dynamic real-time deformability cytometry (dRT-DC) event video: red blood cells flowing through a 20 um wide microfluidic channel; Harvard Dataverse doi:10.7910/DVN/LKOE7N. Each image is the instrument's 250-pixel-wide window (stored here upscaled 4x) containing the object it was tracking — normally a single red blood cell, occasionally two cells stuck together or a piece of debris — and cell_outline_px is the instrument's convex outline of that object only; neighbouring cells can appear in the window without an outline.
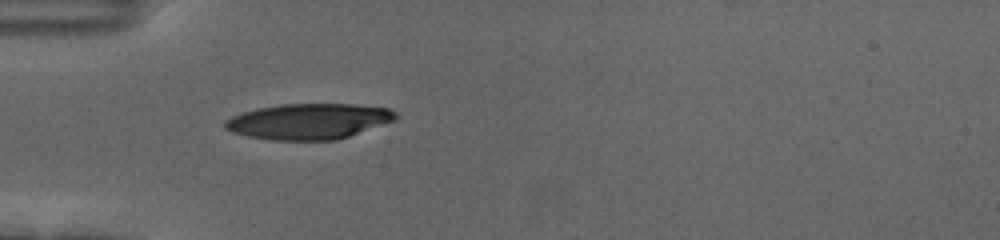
{"species": "human", "species_latin": "Homo sapiens", "temperature_condition": "cold", "stored_images_in_passage": 39, "camera_frame_rate_fps": 3000, "um_per_image_px": 0.085, "donor": {"sex": "female"}, "frame": {"image": 1, "passage_image": 1, "time_ms": 0.0, "image_size_px": [1000, 240], "cell_outline_px": [[396, 120], [336, 140], [268, 140], [248, 136], [232, 132], [224, 128], [224, 120], [232, 116], [256, 108], [280, 104], [356, 104], [388, 108], [396, 112]], "centroid_in_image_um": [26.22, 10.31], "position_along_channel_um": 58.8, "area_um2": 35.49}}
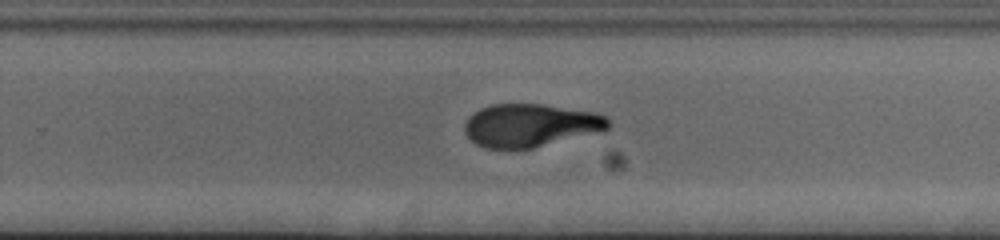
{"frame": {"image": 2, "passage_image": 20, "time_ms": 6.333, "image_size_px": [1000, 240], "cell_outline_px": [[612, 124], [604, 132], [532, 148], [484, 148], [476, 144], [464, 132], [464, 124], [468, 116], [480, 108], [492, 104], [544, 104], [592, 112], [604, 116]], "centroid_in_image_um": [45.09, 10.66], "position_along_channel_um": 284.7, "area_um2": 36.24}}
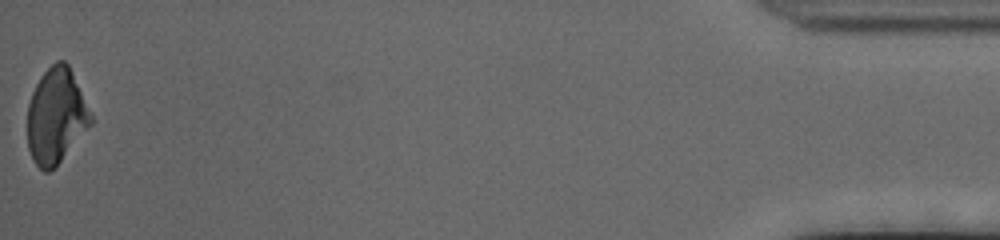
{"frame": {"image": 3, "passage_image": 39, "time_ms": 12.667, "image_size_px": [1000, 240], "cell_outline_px": [[92, 124], [60, 160], [48, 172], [44, 172], [36, 164], [28, 148], [28, 104], [32, 92], [40, 76], [56, 60], [64, 60], [68, 64], [72, 72], [92, 116]], "centroid_in_image_um": [4.75, 9.83], "position_along_channel_um": 430.4, "area_um2": 34.56}, "authors_computed_cell_mechanics": {"area_um2": 36.9342, "velocity_mm_per_s": 3.675, "shape_relaxation_time_tau1_ms": 4.441, "shape_relaxation_time_tau2_ms": 1.4135, "deformation_change_tau1": 0.1908, "deformation_change_tau2": 0.0614}}